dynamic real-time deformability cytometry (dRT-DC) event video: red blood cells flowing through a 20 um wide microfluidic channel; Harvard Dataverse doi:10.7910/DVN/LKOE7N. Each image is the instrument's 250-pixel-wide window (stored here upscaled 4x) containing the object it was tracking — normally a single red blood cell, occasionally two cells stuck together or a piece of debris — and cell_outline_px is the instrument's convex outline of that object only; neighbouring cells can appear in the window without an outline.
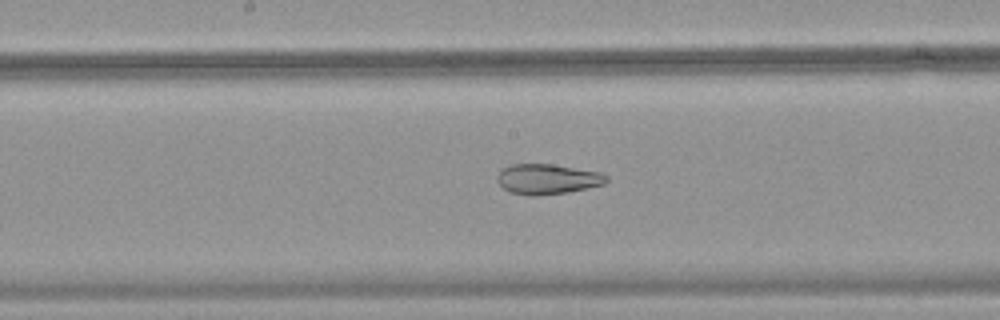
{"species": "common noctule bat (a hibernating species)", "species_latin": "Nyctalus noctula", "temperature_condition": "warm", "stored_images_in_passage": 48, "camera_frame_rate_fps": 3000, "um_per_image_px": 0.085, "animal": {"sex": "female", "body_mass_g": 18.4}, "frame": {"image": 1, "passage_image": 25, "time_ms": 8.0, "image_size_px": [1000, 320], "cell_outline_px": [[608, 180], [604, 184], [588, 188], [568, 192], [536, 196], [528, 196], [512, 192], [504, 188], [496, 180], [496, 176], [500, 168], [512, 164], [552, 164], [600, 172], [608, 176]], "centroid_in_image_um": [46.51, 15.22], "position_along_channel_um": 201.7, "area_um2": 19.36}}
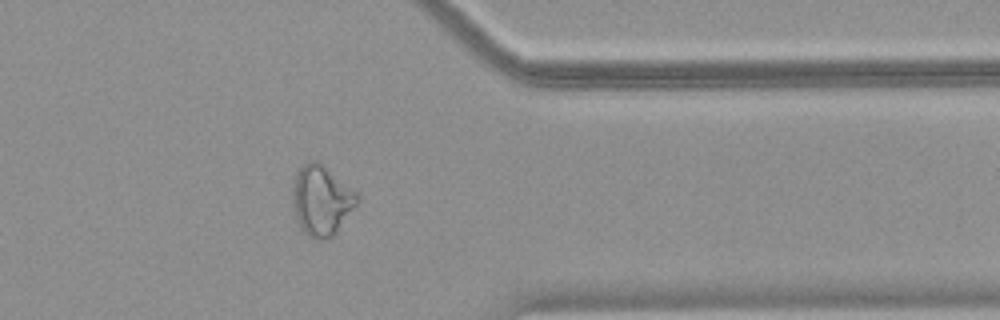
{"frame": {"image": 2, "passage_image": 39, "time_ms": 12.667, "image_size_px": [1000, 320], "cell_outline_px": [[360, 200], [336, 232], [328, 240], [320, 240], [308, 236], [300, 228], [296, 216], [296, 172], [308, 160], [320, 160], [356, 192]], "centroid_in_image_um": [27.39, 17.02], "position_along_channel_um": 384.0, "area_um2": 25.72}}
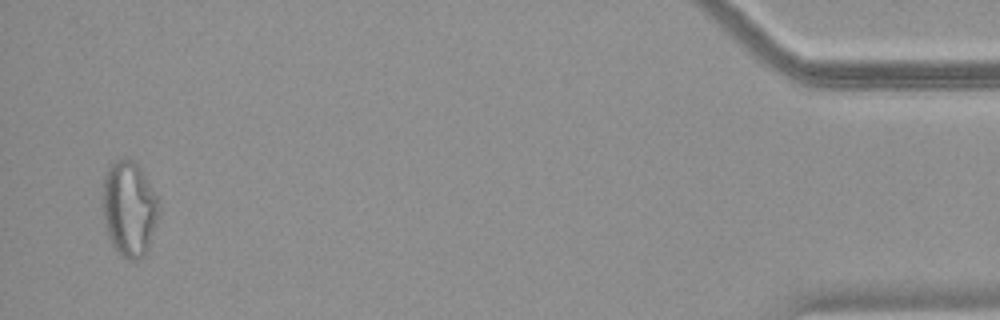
{"frame": {"image": 3, "passage_image": 47, "time_ms": 15.333, "image_size_px": [1000, 320], "cell_outline_px": [[160, 212], [148, 248], [144, 256], [140, 260], [128, 260], [120, 256], [112, 244], [108, 236], [104, 224], [104, 176], [108, 168], [116, 160], [128, 156], [140, 168], [160, 200]], "centroid_in_image_um": [11.01, 17.76], "position_along_channel_um": 424.2, "area_um2": 31.39}}